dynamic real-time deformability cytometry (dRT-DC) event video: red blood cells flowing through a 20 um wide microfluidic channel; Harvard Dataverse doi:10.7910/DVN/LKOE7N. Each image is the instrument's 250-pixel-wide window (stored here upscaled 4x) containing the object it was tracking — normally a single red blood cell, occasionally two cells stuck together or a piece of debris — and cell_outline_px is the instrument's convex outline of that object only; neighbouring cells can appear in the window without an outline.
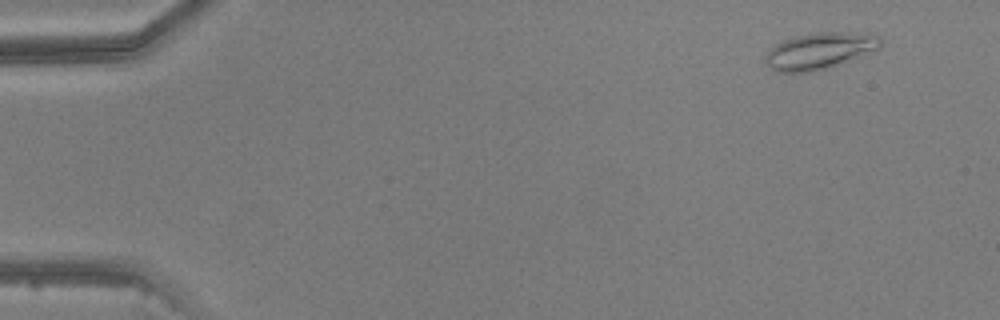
{"species": "common noctule bat (a hibernating species)", "species_latin": "Nyctalus noctula", "temperature_condition": "warm", "stored_images_in_passage": 4, "camera_frame_rate_fps": 3000, "um_per_image_px": 0.085, "animal": {"sex": "male", "body_mass_g": 20.5, "forearm_length_mm": 52.5}, "frame": {"image": 1, "passage_image": 1, "time_ms": 0.0, "image_size_px": [1000, 320], "cell_outline_px": [[880, 48], [828, 68], [808, 72], [776, 72], [764, 60], [768, 48], [792, 36], [820, 32], [868, 32], [880, 36]], "centroid_in_image_um": [69.66, 4.3], "position_along_channel_um": 15.3, "area_um2": 24.51}}